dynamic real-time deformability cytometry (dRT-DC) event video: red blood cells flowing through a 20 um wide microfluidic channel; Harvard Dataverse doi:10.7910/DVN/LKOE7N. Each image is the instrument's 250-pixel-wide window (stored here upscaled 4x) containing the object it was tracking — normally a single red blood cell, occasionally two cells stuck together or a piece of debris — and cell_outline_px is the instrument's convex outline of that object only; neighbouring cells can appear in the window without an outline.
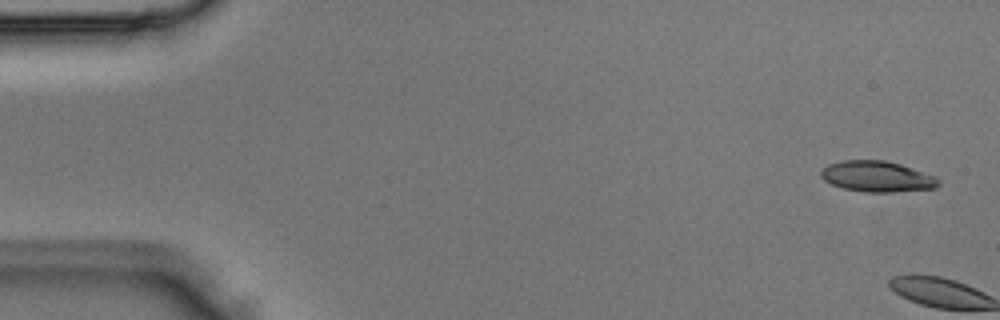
{"species": "Egyptian fruit bat (a non-hibernating species)", "species_latin": "Rousettus aegyptiacus", "temperature_condition": "room temperature", "stored_images_in_passage": 5, "segment_of_instrument_passage": [2, 2], "camera_frame_rate_fps": 3000, "um_per_image_px": 0.085, "animal": {"sex": "male"}, "frame": {"image": 1, "passage_image": 5, "time_ms": 1.333, "image_size_px": [1000, 320], "cell_outline_px": [[940, 184], [936, 188], [892, 192], [864, 192], [844, 188], [832, 184], [824, 180], [820, 176], [820, 168], [828, 164], [840, 160], [884, 160], [900, 164], [936, 176], [940, 180]], "centroid_in_image_um": [74.54, 14.99], "position_along_channel_um": 10.5, "area_um2": 21.27}}